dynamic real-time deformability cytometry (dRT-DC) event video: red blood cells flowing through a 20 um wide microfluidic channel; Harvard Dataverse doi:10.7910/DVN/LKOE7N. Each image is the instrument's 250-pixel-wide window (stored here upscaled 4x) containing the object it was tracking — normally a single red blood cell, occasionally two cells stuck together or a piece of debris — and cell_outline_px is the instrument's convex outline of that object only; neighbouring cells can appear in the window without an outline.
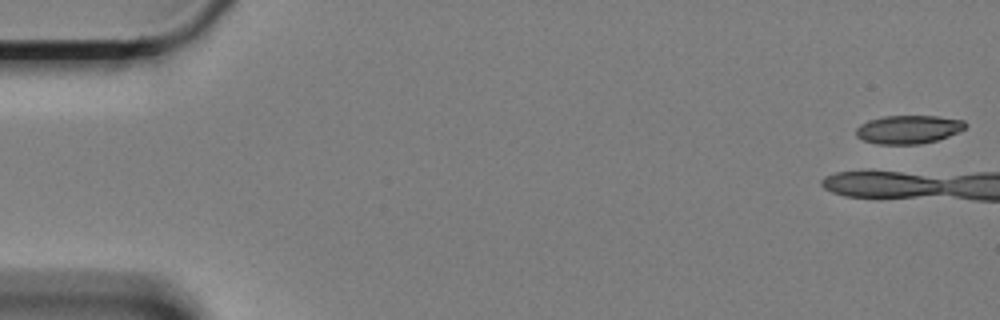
{"species": "Egyptian fruit bat (a non-hibernating species)", "species_latin": "Rousettus aegyptiacus", "temperature_condition": "cold", "stored_images_in_passage": 13, "camera_frame_rate_fps": 3000, "um_per_image_px": 0.085, "animal": {"sex": "female"}, "frame": {"image": 1, "passage_image": 1, "time_ms": 0.0, "image_size_px": [1000, 320], "cell_outline_px": [[968, 124], [960, 132], [936, 140], [920, 144], [880, 144], [864, 140], [856, 136], [856, 128], [860, 124], [868, 120], [884, 116], [936, 116], [964, 120]], "centroid_in_image_um": [77.23, 10.99], "position_along_channel_um": 7.8, "area_um2": 18.09}}